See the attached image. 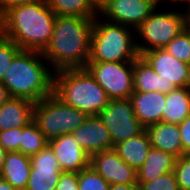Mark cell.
Masks as SVG:
<instances>
[{
    "mask_svg": "<svg viewBox=\"0 0 190 190\" xmlns=\"http://www.w3.org/2000/svg\"><path fill=\"white\" fill-rule=\"evenodd\" d=\"M109 190H140V187L138 184H110Z\"/></svg>",
    "mask_w": 190,
    "mask_h": 190,
    "instance_id": "obj_35",
    "label": "cell"
},
{
    "mask_svg": "<svg viewBox=\"0 0 190 190\" xmlns=\"http://www.w3.org/2000/svg\"><path fill=\"white\" fill-rule=\"evenodd\" d=\"M30 178L25 190H56L62 169L50 145L30 157Z\"/></svg>",
    "mask_w": 190,
    "mask_h": 190,
    "instance_id": "obj_12",
    "label": "cell"
},
{
    "mask_svg": "<svg viewBox=\"0 0 190 190\" xmlns=\"http://www.w3.org/2000/svg\"><path fill=\"white\" fill-rule=\"evenodd\" d=\"M53 93L88 116H97L110 101L106 91L86 68L54 72Z\"/></svg>",
    "mask_w": 190,
    "mask_h": 190,
    "instance_id": "obj_4",
    "label": "cell"
},
{
    "mask_svg": "<svg viewBox=\"0 0 190 190\" xmlns=\"http://www.w3.org/2000/svg\"><path fill=\"white\" fill-rule=\"evenodd\" d=\"M2 24H3V11L0 9V31L2 28Z\"/></svg>",
    "mask_w": 190,
    "mask_h": 190,
    "instance_id": "obj_41",
    "label": "cell"
},
{
    "mask_svg": "<svg viewBox=\"0 0 190 190\" xmlns=\"http://www.w3.org/2000/svg\"><path fill=\"white\" fill-rule=\"evenodd\" d=\"M164 7H168V5L165 4L162 7L159 4L149 17L135 29V45L139 56L152 49L166 47L185 28L183 9L167 10L168 8Z\"/></svg>",
    "mask_w": 190,
    "mask_h": 190,
    "instance_id": "obj_6",
    "label": "cell"
},
{
    "mask_svg": "<svg viewBox=\"0 0 190 190\" xmlns=\"http://www.w3.org/2000/svg\"><path fill=\"white\" fill-rule=\"evenodd\" d=\"M151 146L155 149L170 153L177 158L183 155L179 125L159 122L146 127Z\"/></svg>",
    "mask_w": 190,
    "mask_h": 190,
    "instance_id": "obj_17",
    "label": "cell"
},
{
    "mask_svg": "<svg viewBox=\"0 0 190 190\" xmlns=\"http://www.w3.org/2000/svg\"><path fill=\"white\" fill-rule=\"evenodd\" d=\"M0 190H17L11 186L7 181L0 177Z\"/></svg>",
    "mask_w": 190,
    "mask_h": 190,
    "instance_id": "obj_38",
    "label": "cell"
},
{
    "mask_svg": "<svg viewBox=\"0 0 190 190\" xmlns=\"http://www.w3.org/2000/svg\"><path fill=\"white\" fill-rule=\"evenodd\" d=\"M104 0H93V2L99 6Z\"/></svg>",
    "mask_w": 190,
    "mask_h": 190,
    "instance_id": "obj_42",
    "label": "cell"
},
{
    "mask_svg": "<svg viewBox=\"0 0 190 190\" xmlns=\"http://www.w3.org/2000/svg\"><path fill=\"white\" fill-rule=\"evenodd\" d=\"M87 118L86 113L64 103L54 93L34 103L33 120L48 141L71 134Z\"/></svg>",
    "mask_w": 190,
    "mask_h": 190,
    "instance_id": "obj_7",
    "label": "cell"
},
{
    "mask_svg": "<svg viewBox=\"0 0 190 190\" xmlns=\"http://www.w3.org/2000/svg\"><path fill=\"white\" fill-rule=\"evenodd\" d=\"M30 157L19 151L7 152L0 177L17 190H25L30 178Z\"/></svg>",
    "mask_w": 190,
    "mask_h": 190,
    "instance_id": "obj_19",
    "label": "cell"
},
{
    "mask_svg": "<svg viewBox=\"0 0 190 190\" xmlns=\"http://www.w3.org/2000/svg\"><path fill=\"white\" fill-rule=\"evenodd\" d=\"M140 190H180L174 171L167 172L149 182H137Z\"/></svg>",
    "mask_w": 190,
    "mask_h": 190,
    "instance_id": "obj_29",
    "label": "cell"
},
{
    "mask_svg": "<svg viewBox=\"0 0 190 190\" xmlns=\"http://www.w3.org/2000/svg\"><path fill=\"white\" fill-rule=\"evenodd\" d=\"M110 184L91 166L78 173L79 190H109Z\"/></svg>",
    "mask_w": 190,
    "mask_h": 190,
    "instance_id": "obj_27",
    "label": "cell"
},
{
    "mask_svg": "<svg viewBox=\"0 0 190 190\" xmlns=\"http://www.w3.org/2000/svg\"><path fill=\"white\" fill-rule=\"evenodd\" d=\"M174 173L180 190H190V155H182L176 160Z\"/></svg>",
    "mask_w": 190,
    "mask_h": 190,
    "instance_id": "obj_30",
    "label": "cell"
},
{
    "mask_svg": "<svg viewBox=\"0 0 190 190\" xmlns=\"http://www.w3.org/2000/svg\"><path fill=\"white\" fill-rule=\"evenodd\" d=\"M90 166L109 184H138L137 171L121 159L114 149L91 155Z\"/></svg>",
    "mask_w": 190,
    "mask_h": 190,
    "instance_id": "obj_13",
    "label": "cell"
},
{
    "mask_svg": "<svg viewBox=\"0 0 190 190\" xmlns=\"http://www.w3.org/2000/svg\"><path fill=\"white\" fill-rule=\"evenodd\" d=\"M138 56L134 29L94 18L88 62H128Z\"/></svg>",
    "mask_w": 190,
    "mask_h": 190,
    "instance_id": "obj_5",
    "label": "cell"
},
{
    "mask_svg": "<svg viewBox=\"0 0 190 190\" xmlns=\"http://www.w3.org/2000/svg\"><path fill=\"white\" fill-rule=\"evenodd\" d=\"M34 103L11 97L0 106V131L24 127L33 120Z\"/></svg>",
    "mask_w": 190,
    "mask_h": 190,
    "instance_id": "obj_18",
    "label": "cell"
},
{
    "mask_svg": "<svg viewBox=\"0 0 190 190\" xmlns=\"http://www.w3.org/2000/svg\"><path fill=\"white\" fill-rule=\"evenodd\" d=\"M47 5L57 16L95 18L98 6L93 0H46Z\"/></svg>",
    "mask_w": 190,
    "mask_h": 190,
    "instance_id": "obj_24",
    "label": "cell"
},
{
    "mask_svg": "<svg viewBox=\"0 0 190 190\" xmlns=\"http://www.w3.org/2000/svg\"><path fill=\"white\" fill-rule=\"evenodd\" d=\"M7 151L0 145V172L2 170Z\"/></svg>",
    "mask_w": 190,
    "mask_h": 190,
    "instance_id": "obj_40",
    "label": "cell"
},
{
    "mask_svg": "<svg viewBox=\"0 0 190 190\" xmlns=\"http://www.w3.org/2000/svg\"><path fill=\"white\" fill-rule=\"evenodd\" d=\"M46 145H48V140L34 120L21 127L20 152L22 154L31 157L41 151Z\"/></svg>",
    "mask_w": 190,
    "mask_h": 190,
    "instance_id": "obj_25",
    "label": "cell"
},
{
    "mask_svg": "<svg viewBox=\"0 0 190 190\" xmlns=\"http://www.w3.org/2000/svg\"><path fill=\"white\" fill-rule=\"evenodd\" d=\"M141 56L161 76L164 94L176 87H190V65L169 54L165 48L152 49Z\"/></svg>",
    "mask_w": 190,
    "mask_h": 190,
    "instance_id": "obj_11",
    "label": "cell"
},
{
    "mask_svg": "<svg viewBox=\"0 0 190 190\" xmlns=\"http://www.w3.org/2000/svg\"><path fill=\"white\" fill-rule=\"evenodd\" d=\"M177 157L162 150L151 148L143 165L137 171V182H149L174 171Z\"/></svg>",
    "mask_w": 190,
    "mask_h": 190,
    "instance_id": "obj_20",
    "label": "cell"
},
{
    "mask_svg": "<svg viewBox=\"0 0 190 190\" xmlns=\"http://www.w3.org/2000/svg\"><path fill=\"white\" fill-rule=\"evenodd\" d=\"M130 100L135 116L145 127L162 121L166 94L159 91L133 92Z\"/></svg>",
    "mask_w": 190,
    "mask_h": 190,
    "instance_id": "obj_16",
    "label": "cell"
},
{
    "mask_svg": "<svg viewBox=\"0 0 190 190\" xmlns=\"http://www.w3.org/2000/svg\"><path fill=\"white\" fill-rule=\"evenodd\" d=\"M158 5L159 0H104L98 6V16L135 30Z\"/></svg>",
    "mask_w": 190,
    "mask_h": 190,
    "instance_id": "obj_10",
    "label": "cell"
},
{
    "mask_svg": "<svg viewBox=\"0 0 190 190\" xmlns=\"http://www.w3.org/2000/svg\"><path fill=\"white\" fill-rule=\"evenodd\" d=\"M56 190H79L78 173L62 172L59 177Z\"/></svg>",
    "mask_w": 190,
    "mask_h": 190,
    "instance_id": "obj_32",
    "label": "cell"
},
{
    "mask_svg": "<svg viewBox=\"0 0 190 190\" xmlns=\"http://www.w3.org/2000/svg\"><path fill=\"white\" fill-rule=\"evenodd\" d=\"M21 143V127L0 131V145L7 151H19Z\"/></svg>",
    "mask_w": 190,
    "mask_h": 190,
    "instance_id": "obj_31",
    "label": "cell"
},
{
    "mask_svg": "<svg viewBox=\"0 0 190 190\" xmlns=\"http://www.w3.org/2000/svg\"><path fill=\"white\" fill-rule=\"evenodd\" d=\"M63 172H81L90 166V156L76 143L72 134L48 141Z\"/></svg>",
    "mask_w": 190,
    "mask_h": 190,
    "instance_id": "obj_15",
    "label": "cell"
},
{
    "mask_svg": "<svg viewBox=\"0 0 190 190\" xmlns=\"http://www.w3.org/2000/svg\"><path fill=\"white\" fill-rule=\"evenodd\" d=\"M11 97L38 103L53 93L54 71L42 52L20 50L1 81Z\"/></svg>",
    "mask_w": 190,
    "mask_h": 190,
    "instance_id": "obj_3",
    "label": "cell"
},
{
    "mask_svg": "<svg viewBox=\"0 0 190 190\" xmlns=\"http://www.w3.org/2000/svg\"><path fill=\"white\" fill-rule=\"evenodd\" d=\"M134 92L159 91L164 93L163 81L150 64L138 56L133 65Z\"/></svg>",
    "mask_w": 190,
    "mask_h": 190,
    "instance_id": "obj_23",
    "label": "cell"
},
{
    "mask_svg": "<svg viewBox=\"0 0 190 190\" xmlns=\"http://www.w3.org/2000/svg\"><path fill=\"white\" fill-rule=\"evenodd\" d=\"M165 3H169L170 5H172L171 3H173V7L177 6V8H185L187 7L188 5H190V0H159V4L162 5V4H165ZM179 5V6H178ZM184 5V6H183Z\"/></svg>",
    "mask_w": 190,
    "mask_h": 190,
    "instance_id": "obj_36",
    "label": "cell"
},
{
    "mask_svg": "<svg viewBox=\"0 0 190 190\" xmlns=\"http://www.w3.org/2000/svg\"><path fill=\"white\" fill-rule=\"evenodd\" d=\"M20 50L16 43L0 33V81L3 80L11 61Z\"/></svg>",
    "mask_w": 190,
    "mask_h": 190,
    "instance_id": "obj_28",
    "label": "cell"
},
{
    "mask_svg": "<svg viewBox=\"0 0 190 190\" xmlns=\"http://www.w3.org/2000/svg\"><path fill=\"white\" fill-rule=\"evenodd\" d=\"M183 9L185 13V28H190V5Z\"/></svg>",
    "mask_w": 190,
    "mask_h": 190,
    "instance_id": "obj_39",
    "label": "cell"
},
{
    "mask_svg": "<svg viewBox=\"0 0 190 190\" xmlns=\"http://www.w3.org/2000/svg\"><path fill=\"white\" fill-rule=\"evenodd\" d=\"M46 0H0V9L4 12L8 8L21 5V4H33L37 2H42Z\"/></svg>",
    "mask_w": 190,
    "mask_h": 190,
    "instance_id": "obj_34",
    "label": "cell"
},
{
    "mask_svg": "<svg viewBox=\"0 0 190 190\" xmlns=\"http://www.w3.org/2000/svg\"><path fill=\"white\" fill-rule=\"evenodd\" d=\"M133 65L134 61L88 62L86 69L110 100L130 99L134 92Z\"/></svg>",
    "mask_w": 190,
    "mask_h": 190,
    "instance_id": "obj_8",
    "label": "cell"
},
{
    "mask_svg": "<svg viewBox=\"0 0 190 190\" xmlns=\"http://www.w3.org/2000/svg\"><path fill=\"white\" fill-rule=\"evenodd\" d=\"M11 98V95L5 85L0 81V106Z\"/></svg>",
    "mask_w": 190,
    "mask_h": 190,
    "instance_id": "obj_37",
    "label": "cell"
},
{
    "mask_svg": "<svg viewBox=\"0 0 190 190\" xmlns=\"http://www.w3.org/2000/svg\"><path fill=\"white\" fill-rule=\"evenodd\" d=\"M55 18L46 1L16 5L3 12L0 33L21 50L43 52L51 40Z\"/></svg>",
    "mask_w": 190,
    "mask_h": 190,
    "instance_id": "obj_2",
    "label": "cell"
},
{
    "mask_svg": "<svg viewBox=\"0 0 190 190\" xmlns=\"http://www.w3.org/2000/svg\"><path fill=\"white\" fill-rule=\"evenodd\" d=\"M152 148L147 131L122 141L114 146V150L129 166L136 171L143 165Z\"/></svg>",
    "mask_w": 190,
    "mask_h": 190,
    "instance_id": "obj_21",
    "label": "cell"
},
{
    "mask_svg": "<svg viewBox=\"0 0 190 190\" xmlns=\"http://www.w3.org/2000/svg\"><path fill=\"white\" fill-rule=\"evenodd\" d=\"M190 115V87H176L166 94L162 121L167 123H181Z\"/></svg>",
    "mask_w": 190,
    "mask_h": 190,
    "instance_id": "obj_22",
    "label": "cell"
},
{
    "mask_svg": "<svg viewBox=\"0 0 190 190\" xmlns=\"http://www.w3.org/2000/svg\"><path fill=\"white\" fill-rule=\"evenodd\" d=\"M164 48L178 60L190 65V32L186 28Z\"/></svg>",
    "mask_w": 190,
    "mask_h": 190,
    "instance_id": "obj_26",
    "label": "cell"
},
{
    "mask_svg": "<svg viewBox=\"0 0 190 190\" xmlns=\"http://www.w3.org/2000/svg\"><path fill=\"white\" fill-rule=\"evenodd\" d=\"M71 134L89 156L114 148L110 133L98 116H88Z\"/></svg>",
    "mask_w": 190,
    "mask_h": 190,
    "instance_id": "obj_14",
    "label": "cell"
},
{
    "mask_svg": "<svg viewBox=\"0 0 190 190\" xmlns=\"http://www.w3.org/2000/svg\"><path fill=\"white\" fill-rule=\"evenodd\" d=\"M94 18L57 16L49 45L42 52L50 68H86L91 50Z\"/></svg>",
    "mask_w": 190,
    "mask_h": 190,
    "instance_id": "obj_1",
    "label": "cell"
},
{
    "mask_svg": "<svg viewBox=\"0 0 190 190\" xmlns=\"http://www.w3.org/2000/svg\"><path fill=\"white\" fill-rule=\"evenodd\" d=\"M97 116L107 127L113 147L146 130V127L135 116L130 99L110 100Z\"/></svg>",
    "mask_w": 190,
    "mask_h": 190,
    "instance_id": "obj_9",
    "label": "cell"
},
{
    "mask_svg": "<svg viewBox=\"0 0 190 190\" xmlns=\"http://www.w3.org/2000/svg\"><path fill=\"white\" fill-rule=\"evenodd\" d=\"M178 125L183 144V155H190V115Z\"/></svg>",
    "mask_w": 190,
    "mask_h": 190,
    "instance_id": "obj_33",
    "label": "cell"
}]
</instances>
